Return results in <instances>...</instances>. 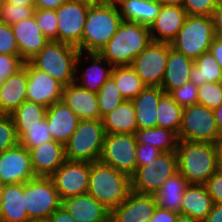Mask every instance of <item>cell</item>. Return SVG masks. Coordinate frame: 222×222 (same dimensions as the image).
I'll return each instance as SVG.
<instances>
[{"label": "cell", "instance_id": "1", "mask_svg": "<svg viewBox=\"0 0 222 222\" xmlns=\"http://www.w3.org/2000/svg\"><path fill=\"white\" fill-rule=\"evenodd\" d=\"M149 26L122 20L116 33L98 52L113 67L132 65L151 42Z\"/></svg>", "mask_w": 222, "mask_h": 222}, {"label": "cell", "instance_id": "2", "mask_svg": "<svg viewBox=\"0 0 222 222\" xmlns=\"http://www.w3.org/2000/svg\"><path fill=\"white\" fill-rule=\"evenodd\" d=\"M176 153L179 173L189 184L204 185L220 169L214 143L179 140Z\"/></svg>", "mask_w": 222, "mask_h": 222}, {"label": "cell", "instance_id": "3", "mask_svg": "<svg viewBox=\"0 0 222 222\" xmlns=\"http://www.w3.org/2000/svg\"><path fill=\"white\" fill-rule=\"evenodd\" d=\"M131 192V181L112 166L100 161L90 163L88 194L112 211L119 206Z\"/></svg>", "mask_w": 222, "mask_h": 222}, {"label": "cell", "instance_id": "4", "mask_svg": "<svg viewBox=\"0 0 222 222\" xmlns=\"http://www.w3.org/2000/svg\"><path fill=\"white\" fill-rule=\"evenodd\" d=\"M122 18L116 2L89 6L80 52H99L116 33Z\"/></svg>", "mask_w": 222, "mask_h": 222}, {"label": "cell", "instance_id": "5", "mask_svg": "<svg viewBox=\"0 0 222 222\" xmlns=\"http://www.w3.org/2000/svg\"><path fill=\"white\" fill-rule=\"evenodd\" d=\"M77 47L50 40L29 62L38 70L67 86L76 80Z\"/></svg>", "mask_w": 222, "mask_h": 222}, {"label": "cell", "instance_id": "6", "mask_svg": "<svg viewBox=\"0 0 222 222\" xmlns=\"http://www.w3.org/2000/svg\"><path fill=\"white\" fill-rule=\"evenodd\" d=\"M105 135L102 119L80 120L77 129L64 145L66 160L89 163L99 161Z\"/></svg>", "mask_w": 222, "mask_h": 222}, {"label": "cell", "instance_id": "7", "mask_svg": "<svg viewBox=\"0 0 222 222\" xmlns=\"http://www.w3.org/2000/svg\"><path fill=\"white\" fill-rule=\"evenodd\" d=\"M215 37L213 16L188 15L175 39L171 42V47L195 60L209 51Z\"/></svg>", "mask_w": 222, "mask_h": 222}, {"label": "cell", "instance_id": "8", "mask_svg": "<svg viewBox=\"0 0 222 222\" xmlns=\"http://www.w3.org/2000/svg\"><path fill=\"white\" fill-rule=\"evenodd\" d=\"M178 172L177 153H161L151 163L136 168L130 177L131 191L141 194H154L169 177Z\"/></svg>", "mask_w": 222, "mask_h": 222}, {"label": "cell", "instance_id": "9", "mask_svg": "<svg viewBox=\"0 0 222 222\" xmlns=\"http://www.w3.org/2000/svg\"><path fill=\"white\" fill-rule=\"evenodd\" d=\"M61 204L50 177H35L25 182V208L32 222L47 221Z\"/></svg>", "mask_w": 222, "mask_h": 222}, {"label": "cell", "instance_id": "10", "mask_svg": "<svg viewBox=\"0 0 222 222\" xmlns=\"http://www.w3.org/2000/svg\"><path fill=\"white\" fill-rule=\"evenodd\" d=\"M219 137L214 111L201 104L183 108L179 140L214 143Z\"/></svg>", "mask_w": 222, "mask_h": 222}, {"label": "cell", "instance_id": "11", "mask_svg": "<svg viewBox=\"0 0 222 222\" xmlns=\"http://www.w3.org/2000/svg\"><path fill=\"white\" fill-rule=\"evenodd\" d=\"M135 134H106L99 161L131 177L136 168Z\"/></svg>", "mask_w": 222, "mask_h": 222}, {"label": "cell", "instance_id": "12", "mask_svg": "<svg viewBox=\"0 0 222 222\" xmlns=\"http://www.w3.org/2000/svg\"><path fill=\"white\" fill-rule=\"evenodd\" d=\"M171 44L151 41L134 58L132 67L146 87H161Z\"/></svg>", "mask_w": 222, "mask_h": 222}, {"label": "cell", "instance_id": "13", "mask_svg": "<svg viewBox=\"0 0 222 222\" xmlns=\"http://www.w3.org/2000/svg\"><path fill=\"white\" fill-rule=\"evenodd\" d=\"M89 6L66 0L55 9L58 21L57 41L78 47L81 44Z\"/></svg>", "mask_w": 222, "mask_h": 222}, {"label": "cell", "instance_id": "14", "mask_svg": "<svg viewBox=\"0 0 222 222\" xmlns=\"http://www.w3.org/2000/svg\"><path fill=\"white\" fill-rule=\"evenodd\" d=\"M90 163L66 160L51 176L61 200L88 193Z\"/></svg>", "mask_w": 222, "mask_h": 222}, {"label": "cell", "instance_id": "15", "mask_svg": "<svg viewBox=\"0 0 222 222\" xmlns=\"http://www.w3.org/2000/svg\"><path fill=\"white\" fill-rule=\"evenodd\" d=\"M35 178L30 153L18 144L0 155V182L2 185L25 183Z\"/></svg>", "mask_w": 222, "mask_h": 222}, {"label": "cell", "instance_id": "16", "mask_svg": "<svg viewBox=\"0 0 222 222\" xmlns=\"http://www.w3.org/2000/svg\"><path fill=\"white\" fill-rule=\"evenodd\" d=\"M63 85L27 61L26 99L48 108L62 100Z\"/></svg>", "mask_w": 222, "mask_h": 222}, {"label": "cell", "instance_id": "17", "mask_svg": "<svg viewBox=\"0 0 222 222\" xmlns=\"http://www.w3.org/2000/svg\"><path fill=\"white\" fill-rule=\"evenodd\" d=\"M84 54V52H80L76 59L75 82L83 89L98 93L101 86L111 77L113 66L97 52ZM85 59H87L91 65L89 64L88 67L83 68V71L81 72L79 66L83 64L82 62Z\"/></svg>", "mask_w": 222, "mask_h": 222}, {"label": "cell", "instance_id": "18", "mask_svg": "<svg viewBox=\"0 0 222 222\" xmlns=\"http://www.w3.org/2000/svg\"><path fill=\"white\" fill-rule=\"evenodd\" d=\"M157 202L153 194L131 191L127 198L111 211L112 222H148L153 216Z\"/></svg>", "mask_w": 222, "mask_h": 222}, {"label": "cell", "instance_id": "19", "mask_svg": "<svg viewBox=\"0 0 222 222\" xmlns=\"http://www.w3.org/2000/svg\"><path fill=\"white\" fill-rule=\"evenodd\" d=\"M187 16L183 7L162 5L160 13L149 26L151 40L171 44Z\"/></svg>", "mask_w": 222, "mask_h": 222}, {"label": "cell", "instance_id": "20", "mask_svg": "<svg viewBox=\"0 0 222 222\" xmlns=\"http://www.w3.org/2000/svg\"><path fill=\"white\" fill-rule=\"evenodd\" d=\"M29 153L35 177H50L66 161L64 145L54 140L29 149Z\"/></svg>", "mask_w": 222, "mask_h": 222}, {"label": "cell", "instance_id": "21", "mask_svg": "<svg viewBox=\"0 0 222 222\" xmlns=\"http://www.w3.org/2000/svg\"><path fill=\"white\" fill-rule=\"evenodd\" d=\"M45 117L53 140L63 145L67 143L77 129L80 121V118L63 100L49 106L46 110Z\"/></svg>", "mask_w": 222, "mask_h": 222}, {"label": "cell", "instance_id": "22", "mask_svg": "<svg viewBox=\"0 0 222 222\" xmlns=\"http://www.w3.org/2000/svg\"><path fill=\"white\" fill-rule=\"evenodd\" d=\"M77 222H109L111 211L88 193L69 197L61 204Z\"/></svg>", "mask_w": 222, "mask_h": 222}, {"label": "cell", "instance_id": "23", "mask_svg": "<svg viewBox=\"0 0 222 222\" xmlns=\"http://www.w3.org/2000/svg\"><path fill=\"white\" fill-rule=\"evenodd\" d=\"M11 27L18 44L19 56L25 62L39 53L50 41V39L41 32L34 16L13 24Z\"/></svg>", "mask_w": 222, "mask_h": 222}, {"label": "cell", "instance_id": "24", "mask_svg": "<svg viewBox=\"0 0 222 222\" xmlns=\"http://www.w3.org/2000/svg\"><path fill=\"white\" fill-rule=\"evenodd\" d=\"M0 222H32L25 208V183L2 185Z\"/></svg>", "mask_w": 222, "mask_h": 222}, {"label": "cell", "instance_id": "25", "mask_svg": "<svg viewBox=\"0 0 222 222\" xmlns=\"http://www.w3.org/2000/svg\"><path fill=\"white\" fill-rule=\"evenodd\" d=\"M62 100L80 120L102 119L98 107L97 93L83 89L76 82L63 87Z\"/></svg>", "mask_w": 222, "mask_h": 222}, {"label": "cell", "instance_id": "26", "mask_svg": "<svg viewBox=\"0 0 222 222\" xmlns=\"http://www.w3.org/2000/svg\"><path fill=\"white\" fill-rule=\"evenodd\" d=\"M27 62L0 84V114L11 115L26 99Z\"/></svg>", "mask_w": 222, "mask_h": 222}, {"label": "cell", "instance_id": "27", "mask_svg": "<svg viewBox=\"0 0 222 222\" xmlns=\"http://www.w3.org/2000/svg\"><path fill=\"white\" fill-rule=\"evenodd\" d=\"M164 93L161 87H145L131 100L135 108L138 129L157 127V108Z\"/></svg>", "mask_w": 222, "mask_h": 222}, {"label": "cell", "instance_id": "28", "mask_svg": "<svg viewBox=\"0 0 222 222\" xmlns=\"http://www.w3.org/2000/svg\"><path fill=\"white\" fill-rule=\"evenodd\" d=\"M194 60L186 57L172 47L169 49L166 69L161 83V88L165 93L172 89L183 86L190 81V72Z\"/></svg>", "mask_w": 222, "mask_h": 222}, {"label": "cell", "instance_id": "29", "mask_svg": "<svg viewBox=\"0 0 222 222\" xmlns=\"http://www.w3.org/2000/svg\"><path fill=\"white\" fill-rule=\"evenodd\" d=\"M213 205L205 185L189 184L182 198L181 214L203 222Z\"/></svg>", "mask_w": 222, "mask_h": 222}, {"label": "cell", "instance_id": "30", "mask_svg": "<svg viewBox=\"0 0 222 222\" xmlns=\"http://www.w3.org/2000/svg\"><path fill=\"white\" fill-rule=\"evenodd\" d=\"M122 20L150 26L161 10L157 0H117Z\"/></svg>", "mask_w": 222, "mask_h": 222}, {"label": "cell", "instance_id": "31", "mask_svg": "<svg viewBox=\"0 0 222 222\" xmlns=\"http://www.w3.org/2000/svg\"><path fill=\"white\" fill-rule=\"evenodd\" d=\"M102 123L106 134H135L138 128L131 100L123 101L117 108L103 116Z\"/></svg>", "mask_w": 222, "mask_h": 222}, {"label": "cell", "instance_id": "32", "mask_svg": "<svg viewBox=\"0 0 222 222\" xmlns=\"http://www.w3.org/2000/svg\"><path fill=\"white\" fill-rule=\"evenodd\" d=\"M188 186V181L179 172L169 177L153 194L157 206L181 214L182 198Z\"/></svg>", "mask_w": 222, "mask_h": 222}, {"label": "cell", "instance_id": "33", "mask_svg": "<svg viewBox=\"0 0 222 222\" xmlns=\"http://www.w3.org/2000/svg\"><path fill=\"white\" fill-rule=\"evenodd\" d=\"M137 144H148L164 152H176L179 142L178 134L171 129L152 127L137 129L135 132Z\"/></svg>", "mask_w": 222, "mask_h": 222}, {"label": "cell", "instance_id": "34", "mask_svg": "<svg viewBox=\"0 0 222 222\" xmlns=\"http://www.w3.org/2000/svg\"><path fill=\"white\" fill-rule=\"evenodd\" d=\"M189 77L195 86H201L206 82L219 83L222 82V69L208 51L194 60Z\"/></svg>", "mask_w": 222, "mask_h": 222}, {"label": "cell", "instance_id": "35", "mask_svg": "<svg viewBox=\"0 0 222 222\" xmlns=\"http://www.w3.org/2000/svg\"><path fill=\"white\" fill-rule=\"evenodd\" d=\"M111 78L125 100L134 99L146 87L131 65L114 66Z\"/></svg>", "mask_w": 222, "mask_h": 222}, {"label": "cell", "instance_id": "36", "mask_svg": "<svg viewBox=\"0 0 222 222\" xmlns=\"http://www.w3.org/2000/svg\"><path fill=\"white\" fill-rule=\"evenodd\" d=\"M182 113L183 107L176 103L168 93H164L160 97L157 108V127L168 128L178 134Z\"/></svg>", "mask_w": 222, "mask_h": 222}, {"label": "cell", "instance_id": "37", "mask_svg": "<svg viewBox=\"0 0 222 222\" xmlns=\"http://www.w3.org/2000/svg\"><path fill=\"white\" fill-rule=\"evenodd\" d=\"M47 108L25 100L10 116L15 127H34L45 118Z\"/></svg>", "mask_w": 222, "mask_h": 222}, {"label": "cell", "instance_id": "38", "mask_svg": "<svg viewBox=\"0 0 222 222\" xmlns=\"http://www.w3.org/2000/svg\"><path fill=\"white\" fill-rule=\"evenodd\" d=\"M19 144L28 150L39 146L53 138L49 132V126L46 117L34 127H15Z\"/></svg>", "mask_w": 222, "mask_h": 222}, {"label": "cell", "instance_id": "39", "mask_svg": "<svg viewBox=\"0 0 222 222\" xmlns=\"http://www.w3.org/2000/svg\"><path fill=\"white\" fill-rule=\"evenodd\" d=\"M97 101L101 117L117 108L125 99L115 81L110 77L99 89Z\"/></svg>", "mask_w": 222, "mask_h": 222}, {"label": "cell", "instance_id": "40", "mask_svg": "<svg viewBox=\"0 0 222 222\" xmlns=\"http://www.w3.org/2000/svg\"><path fill=\"white\" fill-rule=\"evenodd\" d=\"M36 8L16 5L3 0L0 6V22L13 25L34 16Z\"/></svg>", "mask_w": 222, "mask_h": 222}, {"label": "cell", "instance_id": "41", "mask_svg": "<svg viewBox=\"0 0 222 222\" xmlns=\"http://www.w3.org/2000/svg\"><path fill=\"white\" fill-rule=\"evenodd\" d=\"M36 24L41 32L50 40L57 41L58 21L55 9L36 8L34 12Z\"/></svg>", "mask_w": 222, "mask_h": 222}, {"label": "cell", "instance_id": "42", "mask_svg": "<svg viewBox=\"0 0 222 222\" xmlns=\"http://www.w3.org/2000/svg\"><path fill=\"white\" fill-rule=\"evenodd\" d=\"M198 104L204 105L212 110L222 104V82L205 84L198 86Z\"/></svg>", "mask_w": 222, "mask_h": 222}, {"label": "cell", "instance_id": "43", "mask_svg": "<svg viewBox=\"0 0 222 222\" xmlns=\"http://www.w3.org/2000/svg\"><path fill=\"white\" fill-rule=\"evenodd\" d=\"M18 144L19 140L11 116L0 114V155Z\"/></svg>", "mask_w": 222, "mask_h": 222}, {"label": "cell", "instance_id": "44", "mask_svg": "<svg viewBox=\"0 0 222 222\" xmlns=\"http://www.w3.org/2000/svg\"><path fill=\"white\" fill-rule=\"evenodd\" d=\"M168 94L176 103L184 108L197 104L198 86H195L192 82L189 81L181 87L172 89Z\"/></svg>", "mask_w": 222, "mask_h": 222}, {"label": "cell", "instance_id": "45", "mask_svg": "<svg viewBox=\"0 0 222 222\" xmlns=\"http://www.w3.org/2000/svg\"><path fill=\"white\" fill-rule=\"evenodd\" d=\"M219 0H183V8L190 16H213Z\"/></svg>", "mask_w": 222, "mask_h": 222}, {"label": "cell", "instance_id": "46", "mask_svg": "<svg viewBox=\"0 0 222 222\" xmlns=\"http://www.w3.org/2000/svg\"><path fill=\"white\" fill-rule=\"evenodd\" d=\"M24 63L25 61L19 55L0 54V84L21 70Z\"/></svg>", "mask_w": 222, "mask_h": 222}, {"label": "cell", "instance_id": "47", "mask_svg": "<svg viewBox=\"0 0 222 222\" xmlns=\"http://www.w3.org/2000/svg\"><path fill=\"white\" fill-rule=\"evenodd\" d=\"M0 54L19 55L18 44L11 25L0 22Z\"/></svg>", "mask_w": 222, "mask_h": 222}, {"label": "cell", "instance_id": "48", "mask_svg": "<svg viewBox=\"0 0 222 222\" xmlns=\"http://www.w3.org/2000/svg\"><path fill=\"white\" fill-rule=\"evenodd\" d=\"M204 185L213 202L222 204V169L213 174Z\"/></svg>", "mask_w": 222, "mask_h": 222}, {"label": "cell", "instance_id": "49", "mask_svg": "<svg viewBox=\"0 0 222 222\" xmlns=\"http://www.w3.org/2000/svg\"><path fill=\"white\" fill-rule=\"evenodd\" d=\"M162 152L148 144H137L136 148V163L137 168L151 163L157 158Z\"/></svg>", "mask_w": 222, "mask_h": 222}, {"label": "cell", "instance_id": "50", "mask_svg": "<svg viewBox=\"0 0 222 222\" xmlns=\"http://www.w3.org/2000/svg\"><path fill=\"white\" fill-rule=\"evenodd\" d=\"M177 217L178 213L157 206L148 222H176Z\"/></svg>", "mask_w": 222, "mask_h": 222}, {"label": "cell", "instance_id": "51", "mask_svg": "<svg viewBox=\"0 0 222 222\" xmlns=\"http://www.w3.org/2000/svg\"><path fill=\"white\" fill-rule=\"evenodd\" d=\"M46 222H77L61 205L47 219Z\"/></svg>", "mask_w": 222, "mask_h": 222}, {"label": "cell", "instance_id": "52", "mask_svg": "<svg viewBox=\"0 0 222 222\" xmlns=\"http://www.w3.org/2000/svg\"><path fill=\"white\" fill-rule=\"evenodd\" d=\"M209 51L222 69V38L216 36L211 43Z\"/></svg>", "mask_w": 222, "mask_h": 222}, {"label": "cell", "instance_id": "53", "mask_svg": "<svg viewBox=\"0 0 222 222\" xmlns=\"http://www.w3.org/2000/svg\"><path fill=\"white\" fill-rule=\"evenodd\" d=\"M214 26L215 34L217 37L222 38V0L218 1L217 7L215 8L214 14Z\"/></svg>", "mask_w": 222, "mask_h": 222}, {"label": "cell", "instance_id": "54", "mask_svg": "<svg viewBox=\"0 0 222 222\" xmlns=\"http://www.w3.org/2000/svg\"><path fill=\"white\" fill-rule=\"evenodd\" d=\"M203 222H222V204L214 203L213 208Z\"/></svg>", "mask_w": 222, "mask_h": 222}, {"label": "cell", "instance_id": "55", "mask_svg": "<svg viewBox=\"0 0 222 222\" xmlns=\"http://www.w3.org/2000/svg\"><path fill=\"white\" fill-rule=\"evenodd\" d=\"M66 0H36V8L57 9Z\"/></svg>", "mask_w": 222, "mask_h": 222}, {"label": "cell", "instance_id": "56", "mask_svg": "<svg viewBox=\"0 0 222 222\" xmlns=\"http://www.w3.org/2000/svg\"><path fill=\"white\" fill-rule=\"evenodd\" d=\"M215 115L216 124L219 130V135L222 134V104L213 110Z\"/></svg>", "mask_w": 222, "mask_h": 222}, {"label": "cell", "instance_id": "57", "mask_svg": "<svg viewBox=\"0 0 222 222\" xmlns=\"http://www.w3.org/2000/svg\"><path fill=\"white\" fill-rule=\"evenodd\" d=\"M216 150H217V156H218V164L219 167L222 169V134L219 135L216 142Z\"/></svg>", "mask_w": 222, "mask_h": 222}, {"label": "cell", "instance_id": "58", "mask_svg": "<svg viewBox=\"0 0 222 222\" xmlns=\"http://www.w3.org/2000/svg\"><path fill=\"white\" fill-rule=\"evenodd\" d=\"M6 1L16 5H25L27 7L36 8V0H6Z\"/></svg>", "mask_w": 222, "mask_h": 222}, {"label": "cell", "instance_id": "59", "mask_svg": "<svg viewBox=\"0 0 222 222\" xmlns=\"http://www.w3.org/2000/svg\"><path fill=\"white\" fill-rule=\"evenodd\" d=\"M161 5L167 6H183V0H157Z\"/></svg>", "mask_w": 222, "mask_h": 222}, {"label": "cell", "instance_id": "60", "mask_svg": "<svg viewBox=\"0 0 222 222\" xmlns=\"http://www.w3.org/2000/svg\"><path fill=\"white\" fill-rule=\"evenodd\" d=\"M176 222H202V221L194 219L191 216L178 214Z\"/></svg>", "mask_w": 222, "mask_h": 222}, {"label": "cell", "instance_id": "61", "mask_svg": "<svg viewBox=\"0 0 222 222\" xmlns=\"http://www.w3.org/2000/svg\"><path fill=\"white\" fill-rule=\"evenodd\" d=\"M77 2L83 3L88 6H95L106 3L105 0H76Z\"/></svg>", "mask_w": 222, "mask_h": 222}, {"label": "cell", "instance_id": "62", "mask_svg": "<svg viewBox=\"0 0 222 222\" xmlns=\"http://www.w3.org/2000/svg\"><path fill=\"white\" fill-rule=\"evenodd\" d=\"M106 2H116L117 0H105Z\"/></svg>", "mask_w": 222, "mask_h": 222}]
</instances>
